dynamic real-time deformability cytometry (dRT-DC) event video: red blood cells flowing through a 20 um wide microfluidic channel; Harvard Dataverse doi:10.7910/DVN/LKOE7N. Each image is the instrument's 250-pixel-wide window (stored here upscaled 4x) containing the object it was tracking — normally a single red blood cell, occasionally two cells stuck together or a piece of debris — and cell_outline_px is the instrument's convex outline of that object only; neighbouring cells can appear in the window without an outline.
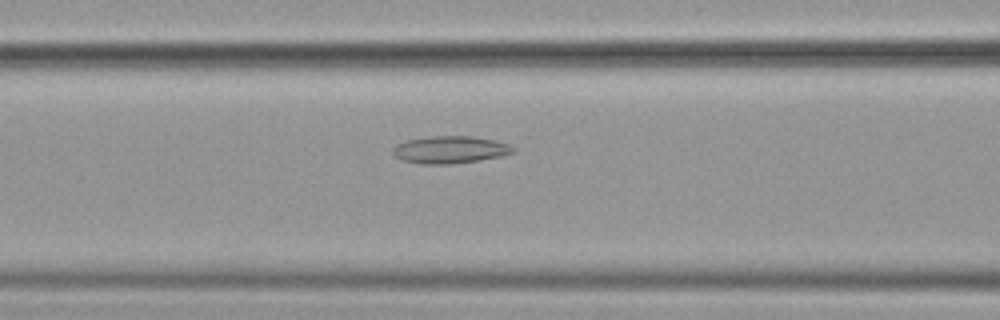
{"species": "common noctule bat (a hibernating species)", "species_latin": "Nyctalus noctula", "temperature_condition": "cold", "stored_images_in_passage": 48, "camera_frame_rate_fps": 3000, "um_per_image_px": 0.085, "animal": {"sex": "female", "body_mass_g": 19.9}, "frame": {"image": 1, "passage_image": 15, "time_ms": 4.667, "image_size_px": [1000, 320], "cell_outline_px": [[516, 152], [504, 156], [480, 160], [448, 164], [420, 164], [404, 160], [396, 156], [392, 152], [392, 148], [396, 144], [408, 140], [432, 136], [472, 136], [496, 140], [508, 144], [516, 148]], "centroid_in_image_um": [38.31, 12.72], "position_along_channel_um": 128.3, "area_um2": 19.25}}
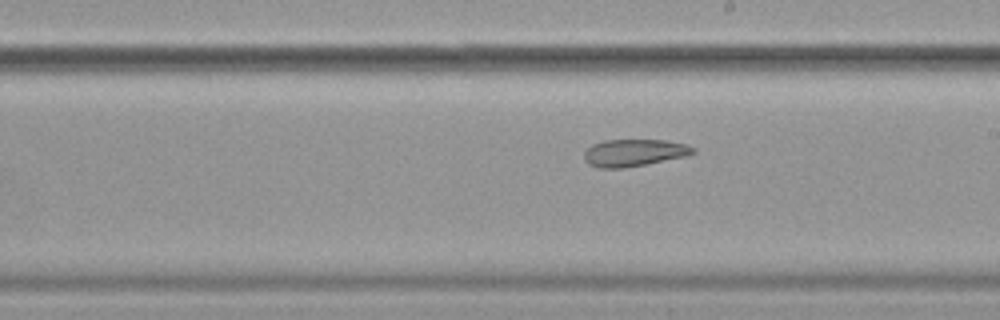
{"frame": {"image": 2, "passage_image": 24, "time_ms": 7.667, "image_size_px": [1000, 320], "cell_outline_px": [[696, 152], [688, 156], [624, 168], [596, 168], [588, 164], [584, 160], [584, 152], [592, 144], [604, 140], [664, 140], [688, 144], [696, 148]], "centroid_in_image_um": [53.91, 12.98], "position_along_channel_um": 235.1, "area_um2": 17.46}}
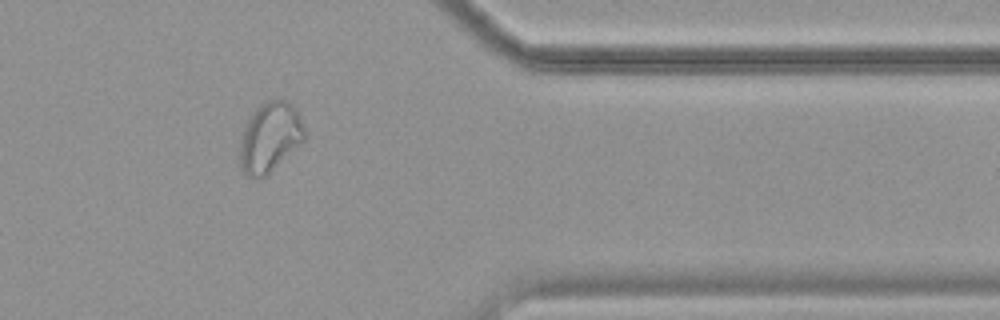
{"frame": {"image": 3, "passage_image": 38, "time_ms": 12.333, "image_size_px": [1000, 320], "cell_outline_px": [[304, 140], [260, 180], [256, 180], [248, 176], [244, 172], [240, 164], [240, 140], [244, 128], [248, 120], [256, 108], [260, 104], [268, 100], [288, 100], [292, 104], [300, 116], [304, 128]], "centroid_in_image_um": [22.93, 11.66], "position_along_channel_um": 388.5, "area_um2": 25.95}, "authors_computed_cell_mechanics": {"area_um2": 20.8369, "velocity_mm_per_s": 3.5832, "shape_relaxation_time_tau1_ms": null, "shape_relaxation_time_tau2_ms": 5.2939, "deformation_change_tau1": null, "deformation_change_tau2": 0.1279}}